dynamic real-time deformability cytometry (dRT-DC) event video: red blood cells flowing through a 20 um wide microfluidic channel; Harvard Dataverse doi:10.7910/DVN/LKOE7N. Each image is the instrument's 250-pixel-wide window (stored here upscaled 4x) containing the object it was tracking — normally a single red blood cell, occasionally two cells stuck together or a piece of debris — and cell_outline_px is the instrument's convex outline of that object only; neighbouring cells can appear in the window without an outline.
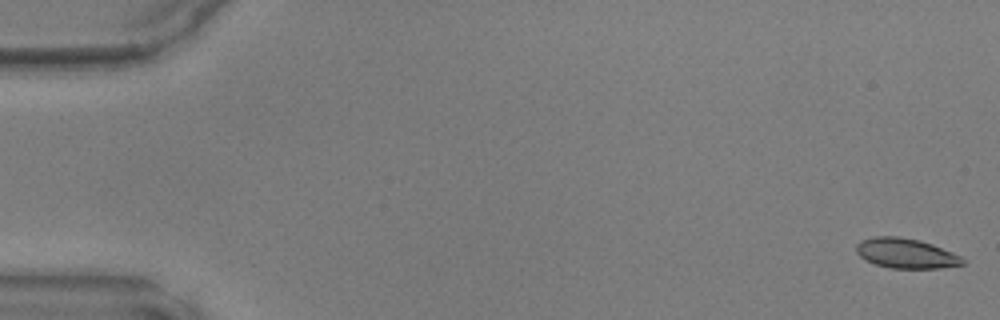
{"species": "common noctule bat (a hibernating species)", "species_latin": "Nyctalus noctula", "temperature_condition": "warm", "stored_images_in_passage": 48, "camera_frame_rate_fps": 3000, "um_per_image_px": 0.085, "animal": {"sex": "male", "body_mass_g": 17.9, "forearm_length_mm": 54.2}, "frame": {"image": 1, "passage_image": 1, "time_ms": 0.0, "image_size_px": [1000, 320], "cell_outline_px": [[964, 264], [940, 268], [888, 268], [864, 260], [856, 252], [856, 244], [860, 240], [876, 236], [896, 236], [920, 240], [932, 244], [952, 252], [960, 256], [964, 260]], "centroid_in_image_um": [76.97, 21.53], "position_along_channel_um": 8.0, "area_um2": 18.55}}
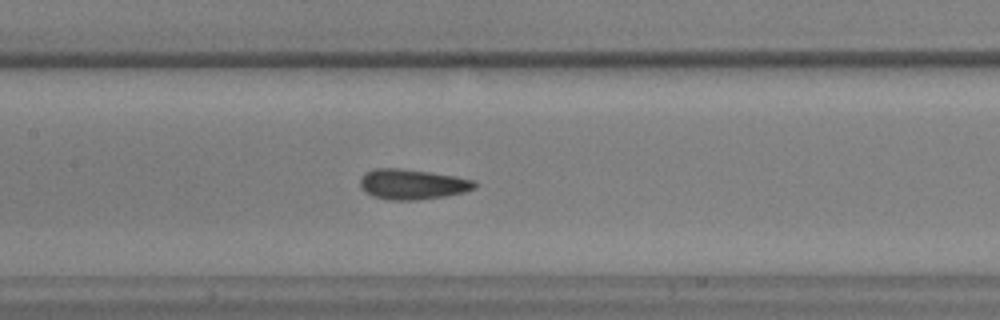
{"frame": {"image": 2, "passage_image": 23, "time_ms": 7.333, "image_size_px": [1000, 320], "cell_outline_px": [[476, 188], [464, 192], [444, 196], [416, 200], [388, 200], [372, 196], [364, 192], [360, 184], [360, 180], [364, 172], [372, 168], [400, 168], [428, 172], [476, 180]], "centroid_in_image_um": [35.01, 15.66], "position_along_channel_um": 172.4, "area_um2": 20.23}}
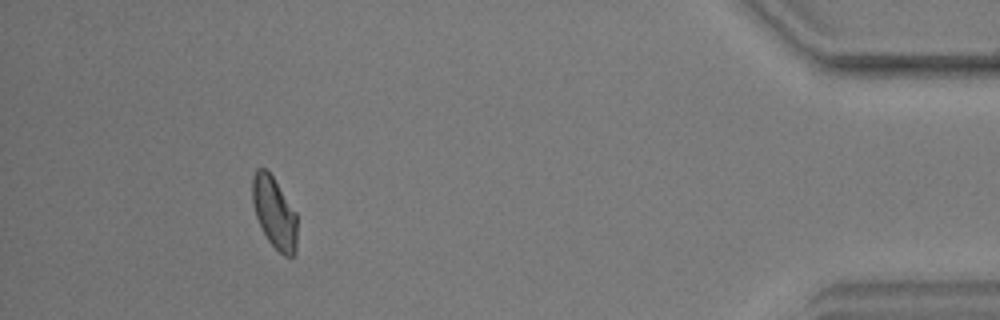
{"frame": {"image": 3, "passage_image": 44, "time_ms": 14.333, "image_size_px": [1000, 320], "cell_outline_px": [[296, 252], [292, 256], [284, 256], [268, 240], [256, 216], [252, 204], [252, 176], [256, 168], [268, 168], [296, 212]], "centroid_in_image_um": [23.31, 18.01], "position_along_channel_um": 411.9, "area_um2": 18.67}}